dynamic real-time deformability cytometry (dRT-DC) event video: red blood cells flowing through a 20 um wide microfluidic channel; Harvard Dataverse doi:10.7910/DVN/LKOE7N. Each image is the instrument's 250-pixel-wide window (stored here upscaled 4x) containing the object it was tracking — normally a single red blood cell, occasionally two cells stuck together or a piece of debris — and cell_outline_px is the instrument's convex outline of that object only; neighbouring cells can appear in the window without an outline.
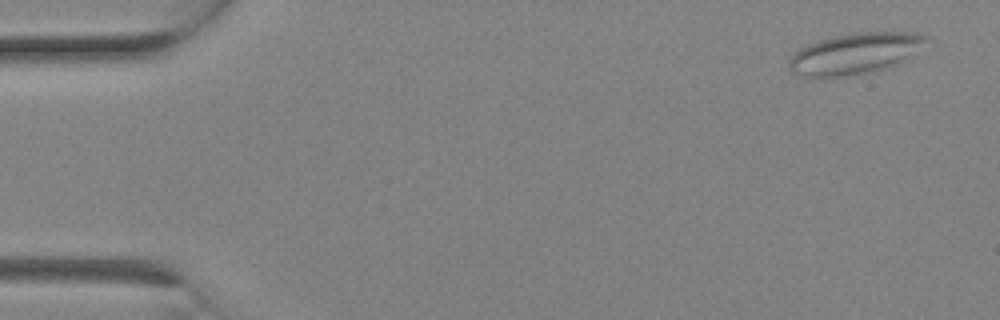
{"species": "Egyptian fruit bat (a non-hibernating species)", "species_latin": "Rousettus aegyptiacus", "temperature_condition": "room temperature", "stored_images_in_passage": 2, "camera_frame_rate_fps": 3000, "um_per_image_px": 0.085, "animal": {"sex": "female"}, "frame": {"image": 1, "passage_image": 1, "time_ms": 0.0, "image_size_px": [1000, 320], "cell_outline_px": [[928, 40], [904, 60], [888, 68], [840, 76], [804, 76], [792, 72], [788, 68], [788, 60], [800, 48], [820, 40], [836, 36], [856, 32], [916, 32], [928, 36]], "centroid_in_image_um": [72.67, 4.53], "position_along_channel_um": 12.3, "area_um2": 32.08}}